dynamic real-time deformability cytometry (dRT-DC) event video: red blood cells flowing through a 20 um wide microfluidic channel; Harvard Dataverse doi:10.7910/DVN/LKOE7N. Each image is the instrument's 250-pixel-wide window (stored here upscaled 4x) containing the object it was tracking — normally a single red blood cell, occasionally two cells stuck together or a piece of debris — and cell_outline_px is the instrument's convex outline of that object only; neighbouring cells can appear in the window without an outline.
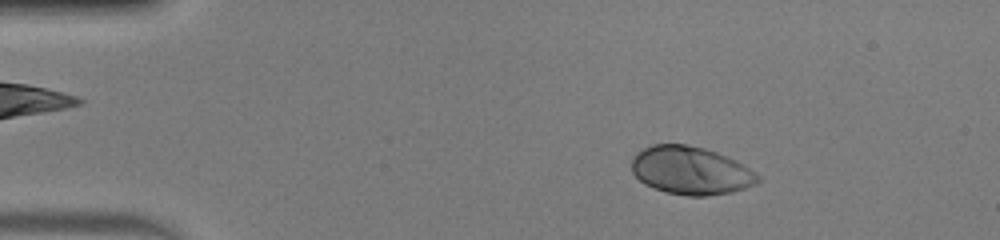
{"species": "human", "species_latin": "Homo sapiens", "temperature_condition": "warm", "stored_images_in_passage": 50, "camera_frame_rate_fps": 3000, "um_per_image_px": 0.085, "donor": {"sex": "male"}, "frame": {"image": 1, "passage_image": 8, "time_ms": 2.333, "image_size_px": [1000, 240], "cell_outline_px": [[760, 180], [756, 184], [732, 192], [708, 196], [688, 196], [668, 192], [644, 184], [632, 172], [632, 156], [636, 152], [652, 144], [688, 144], [704, 148], [716, 152], [736, 160], [760, 176]], "centroid_in_image_um": [58.7, 14.49], "position_along_channel_um": 26.3, "area_um2": 35.32}}
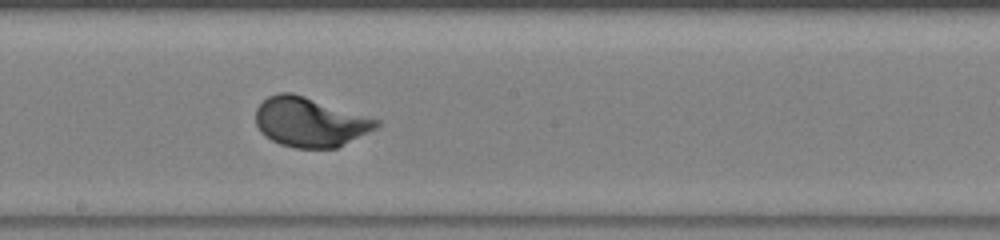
{"frame": {"image": 2, "passage_image": 28, "time_ms": 9.0, "image_size_px": [1000, 240], "cell_outline_px": [[380, 124], [376, 128], [336, 148], [296, 148], [280, 144], [264, 136], [260, 132], [256, 124], [256, 108], [268, 96], [280, 92], [292, 92], [380, 120]], "centroid_in_image_um": [26.31, 10.37], "position_along_channel_um": 221.9, "area_um2": 34.56}}
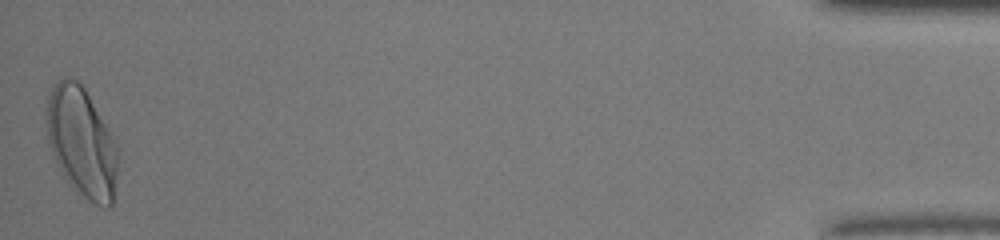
{"frame": {"image": 3, "passage_image": 50, "time_ms": 16.333, "image_size_px": [1000, 240], "cell_outline_px": [[120, 156], [112, 204], [108, 208], [104, 208], [88, 200], [72, 188], [64, 176], [52, 152], [48, 140], [48, 96], [52, 88], [64, 76], [68, 76], [76, 80], [84, 88], [116, 144], [120, 152]], "centroid_in_image_um": [6.98, 12.14], "position_along_channel_um": 428.2, "area_um2": 44.91}, "authors_computed_cell_mechanics": {"area_um2": 34.9112, "velocity_mm_per_s": 4.0649, "shape_relaxation_time_tau1_ms": 1.982, "shape_relaxation_time_tau2_ms": null, "deformation_change_tau1": 0.161, "deformation_change_tau2": null}}